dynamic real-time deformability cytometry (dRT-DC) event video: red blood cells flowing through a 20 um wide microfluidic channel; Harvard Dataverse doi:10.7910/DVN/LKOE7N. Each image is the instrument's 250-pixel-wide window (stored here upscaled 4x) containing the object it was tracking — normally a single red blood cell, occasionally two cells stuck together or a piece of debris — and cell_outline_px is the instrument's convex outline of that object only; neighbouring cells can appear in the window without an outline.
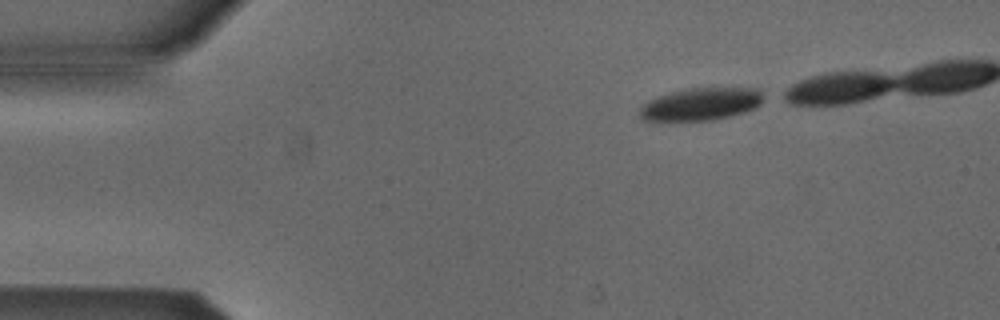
{"species": "Egyptian fruit bat (a non-hibernating species)", "species_latin": "Rousettus aegyptiacus", "temperature_condition": "cold", "stored_images_in_passage": 16, "camera_frame_rate_fps": 3000, "um_per_image_px": 0.085, "animal": {"sex": "male"}, "frame": {"image": 1, "passage_image": 1, "time_ms": 0.0, "image_size_px": [1000, 320], "cell_outline_px": [[760, 104], [756, 108], [744, 112], [712, 120], [644, 120], [640, 116], [640, 108], [648, 100], [672, 92], [688, 88], [756, 88], [760, 92]], "centroid_in_image_um": [59.57, 8.85], "position_along_channel_um": 25.4, "area_um2": 22.89}}
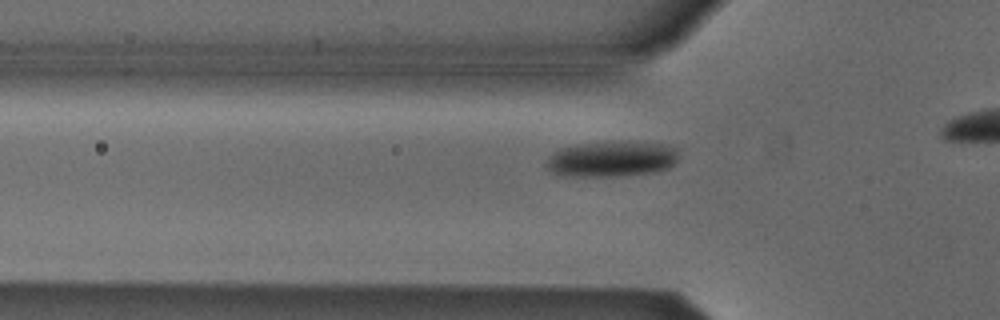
{"frame": {"image": 2, "passage_image": 10, "time_ms": 3.0, "image_size_px": [1000, 320], "cell_outline_px": [[676, 160], [668, 168], [656, 172], [620, 176], [560, 176], [552, 172], [544, 164], [548, 156], [552, 152], [560, 148], [576, 144], [668, 144], [676, 148]], "centroid_in_image_um": [51.9, 13.56], "position_along_channel_um": 73.9, "area_um2": 26.76}}
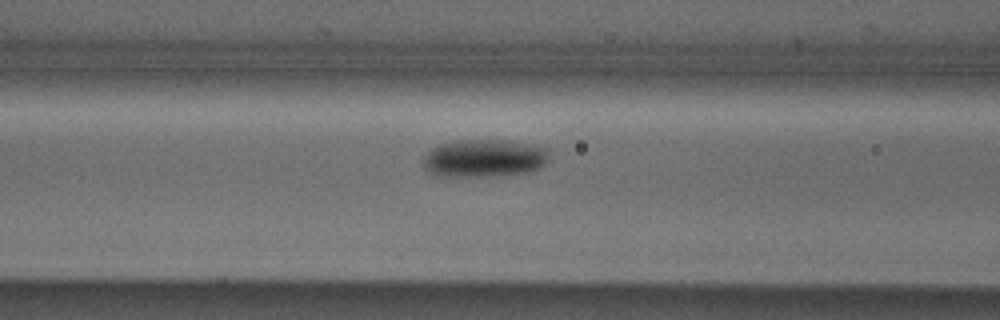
{"frame": {"image": 3, "passage_image": 14, "time_ms": 4.333, "image_size_px": [1000, 320], "cell_outline_px": [[548, 160], [540, 168], [532, 172], [488, 176], [432, 176], [420, 164], [424, 156], [436, 144], [456, 140], [508, 140], [532, 144], [548, 148]], "centroid_in_image_um": [41.12, 13.45], "position_along_channel_um": 125.5, "area_um2": 28.32}}